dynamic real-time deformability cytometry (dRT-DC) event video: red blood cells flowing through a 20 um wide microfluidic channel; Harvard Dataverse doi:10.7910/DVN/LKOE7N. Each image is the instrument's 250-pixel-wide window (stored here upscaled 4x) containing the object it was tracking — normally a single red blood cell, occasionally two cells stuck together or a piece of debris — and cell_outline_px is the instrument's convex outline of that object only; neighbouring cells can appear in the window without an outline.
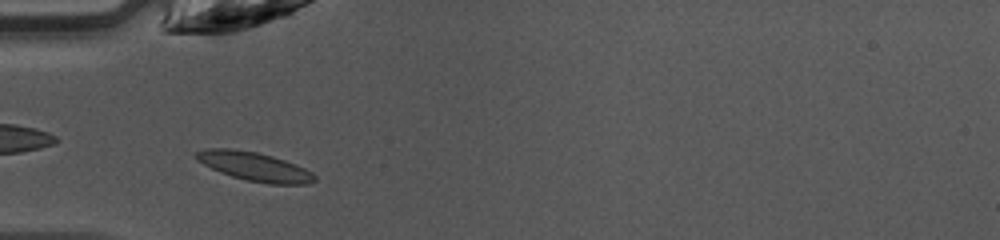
{"species": "common noctule bat (a hibernating species)", "species_latin": "Nyctalus noctula", "temperature_condition": "warm", "stored_images_in_passage": 7, "camera_frame_rate_fps": 3000, "um_per_image_px": 0.085, "animal": {"sex": "female", "body_mass_g": 10.0, "forearm_length_mm": 53.1}, "frame": {"image": 1, "passage_image": 2, "time_ms": 0.333, "image_size_px": [1000, 240], "cell_outline_px": [[316, 180], [308, 184], [268, 184], [248, 180], [232, 176], [220, 172], [196, 160], [192, 152], [204, 148], [232, 148], [256, 152], [272, 156], [296, 164], [312, 172], [316, 176]], "centroid_in_image_um": [21.6, 14.14], "position_along_channel_um": 63.4, "area_um2": 20.0}}
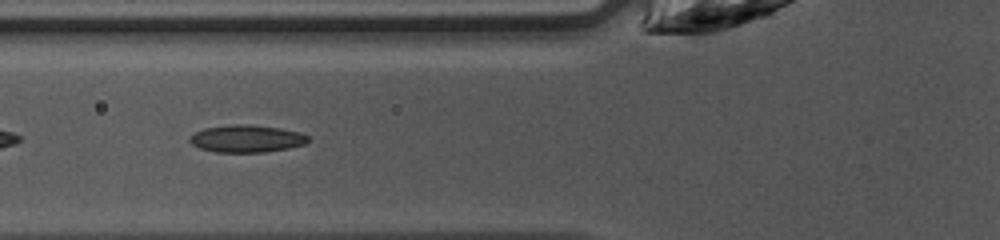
{"frame": {"image": 2, "passage_image": 5, "time_ms": 1.333, "image_size_px": [1000, 240], "cell_outline_px": [[312, 140], [304, 144], [288, 148], [264, 152], [216, 152], [200, 148], [192, 144], [188, 140], [196, 132], [204, 128], [232, 124], [248, 124], [280, 128], [300, 132], [308, 136]], "centroid_in_image_um": [20.99, 11.78], "position_along_channel_um": 104.8, "area_um2": 18.84}}